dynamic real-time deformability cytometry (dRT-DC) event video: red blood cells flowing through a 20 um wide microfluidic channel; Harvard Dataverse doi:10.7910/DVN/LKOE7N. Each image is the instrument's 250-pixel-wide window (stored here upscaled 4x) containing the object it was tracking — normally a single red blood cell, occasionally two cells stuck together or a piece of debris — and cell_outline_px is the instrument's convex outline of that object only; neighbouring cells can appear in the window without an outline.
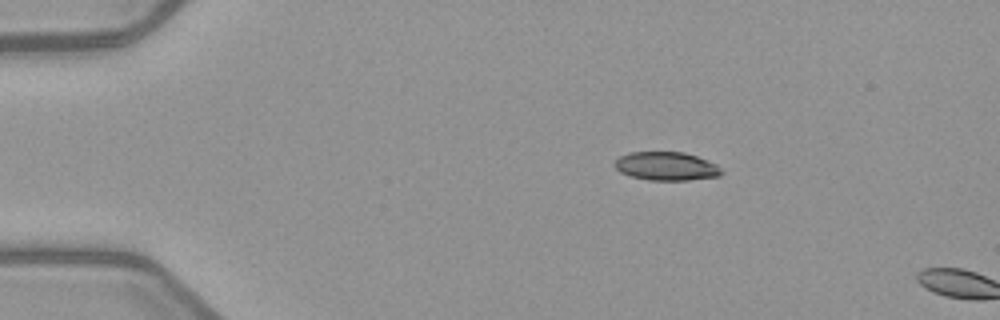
{"species": "common noctule bat (a hibernating species)", "species_latin": "Nyctalus noctula", "temperature_condition": "warm", "stored_images_in_passage": 2, "camera_frame_rate_fps": 3000, "um_per_image_px": 0.085, "animal": {"sex": "female", "body_mass_g": 21.9}, "frame": {"image": 1, "passage_image": 1, "time_ms": 0.0, "image_size_px": [1000, 320], "cell_outline_px": [[724, 172], [720, 176], [688, 180], [648, 180], [628, 176], [620, 172], [612, 164], [620, 156], [628, 152], [684, 152], [696, 156], [716, 164]], "centroid_in_image_um": [56.61, 14.13], "position_along_channel_um": 28.4, "area_um2": 17.86}}